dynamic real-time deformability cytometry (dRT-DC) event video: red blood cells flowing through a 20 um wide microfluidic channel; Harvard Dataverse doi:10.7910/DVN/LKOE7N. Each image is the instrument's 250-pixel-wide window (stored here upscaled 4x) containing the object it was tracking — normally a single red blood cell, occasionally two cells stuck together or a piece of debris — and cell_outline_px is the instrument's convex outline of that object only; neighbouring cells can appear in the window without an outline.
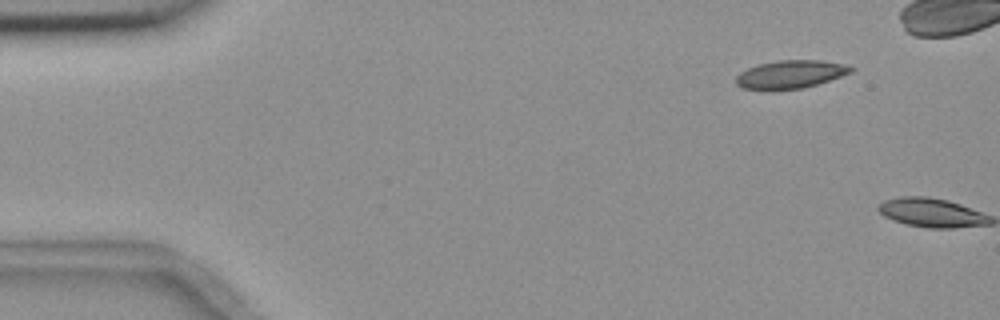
{"species": "common noctule bat (a hibernating species)", "species_latin": "Nyctalus noctula", "temperature_condition": "room temperature", "stored_images_in_passage": 8, "camera_frame_rate_fps": 3000, "um_per_image_px": 0.085, "animal": {"sex": "female", "body_mass_g": 18.4}, "frame": {"image": 1, "passage_image": 2, "time_ms": 1.0, "image_size_px": [1000, 320], "cell_outline_px": [[856, 68], [852, 72], [804, 88], [740, 88], [736, 84], [736, 76], [740, 72], [748, 68], [760, 64], [780, 60], [820, 60], [844, 64]], "centroid_in_image_um": [67.21, 6.29], "position_along_channel_um": 17.8, "area_um2": 18.26}}